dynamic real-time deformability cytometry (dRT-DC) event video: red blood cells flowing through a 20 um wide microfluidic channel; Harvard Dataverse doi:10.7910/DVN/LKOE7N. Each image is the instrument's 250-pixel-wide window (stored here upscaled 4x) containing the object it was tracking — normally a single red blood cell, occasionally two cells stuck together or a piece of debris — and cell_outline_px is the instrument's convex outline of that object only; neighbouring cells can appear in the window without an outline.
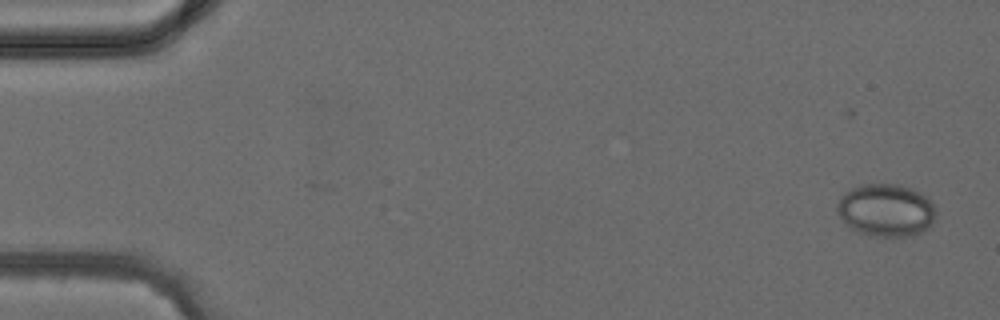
{"species": "common noctule bat (a hibernating species)", "species_latin": "Nyctalus noctula", "temperature_condition": "cold", "stored_images_in_passage": 2, "camera_frame_rate_fps": 3000, "um_per_image_px": 0.085, "animal": {"sex": "female", "body_mass_g": 24.6, "forearm_length_mm": 56.2}, "frame": {"image": 1, "passage_image": 2, "time_ms": 1.333, "image_size_px": [1000, 320], "cell_outline_px": [[932, 224], [928, 228], [912, 236], [868, 236], [852, 228], [836, 212], [836, 204], [840, 196], [848, 188], [864, 184], [900, 184], [912, 188], [920, 192], [932, 204]], "centroid_in_image_um": [75.25, 17.85], "position_along_channel_um": 9.8, "area_um2": 30.11}}